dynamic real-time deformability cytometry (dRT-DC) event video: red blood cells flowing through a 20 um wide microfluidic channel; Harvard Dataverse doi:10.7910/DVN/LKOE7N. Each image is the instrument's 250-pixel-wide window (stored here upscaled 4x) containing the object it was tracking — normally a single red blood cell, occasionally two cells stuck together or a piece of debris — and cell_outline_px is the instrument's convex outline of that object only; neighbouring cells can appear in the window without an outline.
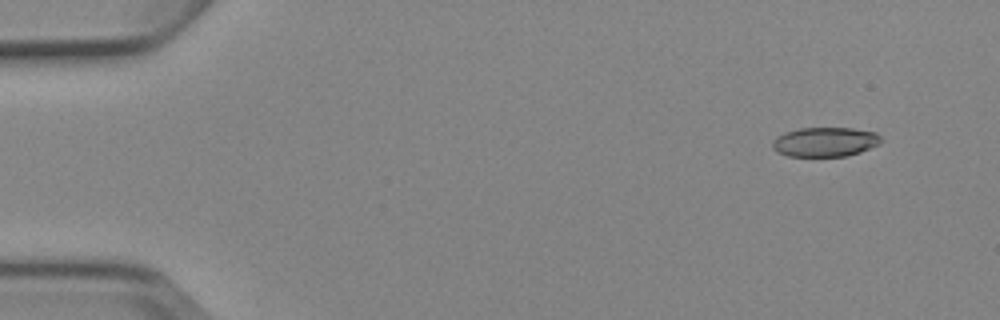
{"species": "Egyptian fruit bat (a non-hibernating species)", "species_latin": "Rousettus aegyptiacus", "temperature_condition": "cold", "stored_images_in_passage": 7, "camera_frame_rate_fps": 3000, "um_per_image_px": 0.085, "animal": {"sex": "female"}, "frame": {"image": 1, "passage_image": 2, "time_ms": 1.333, "image_size_px": [1000, 320], "cell_outline_px": [[880, 144], [860, 152], [848, 156], [788, 156], [776, 152], [772, 148], [772, 140], [776, 136], [784, 132], [800, 128], [852, 128], [876, 132], [880, 136]], "centroid_in_image_um": [70.1, 12.06], "position_along_channel_um": 14.9, "area_um2": 18.79}}
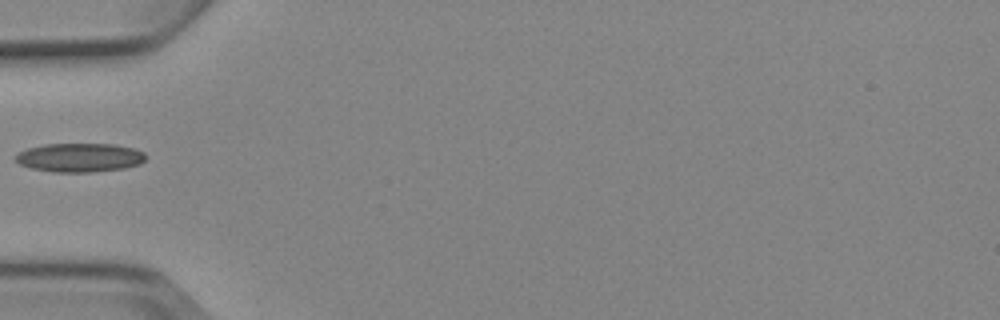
{"frame": {"image": 2, "passage_image": 6, "time_ms": 6.0, "image_size_px": [1000, 320], "cell_outline_px": [[144, 160], [140, 164], [124, 168], [92, 172], [52, 172], [28, 168], [20, 164], [16, 160], [16, 152], [28, 148], [44, 144], [116, 144], [132, 148], [144, 152]], "centroid_in_image_um": [6.73, 13.39], "position_along_channel_um": 78.3, "area_um2": 21.96}}
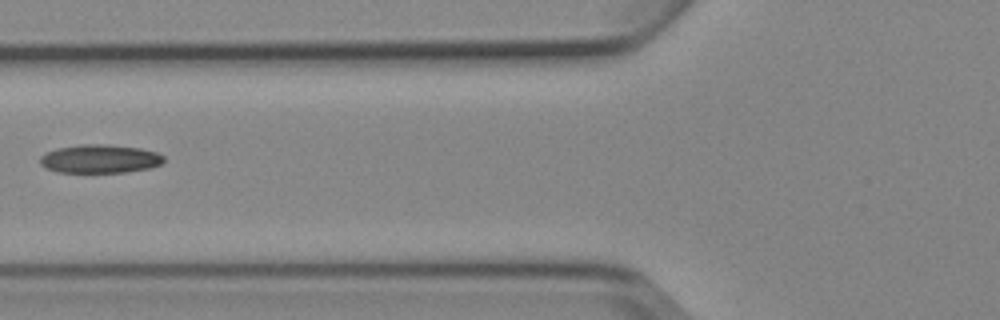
{"frame": {"image": 3, "passage_image": 7, "time_ms": 7.0, "image_size_px": [1000, 320], "cell_outline_px": [[164, 160], [160, 164], [148, 168], [124, 172], [56, 172], [44, 168], [40, 164], [40, 156], [56, 148], [80, 144], [108, 144], [140, 148], [156, 152], [164, 156]], "centroid_in_image_um": [8.45, 13.49], "position_along_channel_um": 117.3, "area_um2": 20.58}}